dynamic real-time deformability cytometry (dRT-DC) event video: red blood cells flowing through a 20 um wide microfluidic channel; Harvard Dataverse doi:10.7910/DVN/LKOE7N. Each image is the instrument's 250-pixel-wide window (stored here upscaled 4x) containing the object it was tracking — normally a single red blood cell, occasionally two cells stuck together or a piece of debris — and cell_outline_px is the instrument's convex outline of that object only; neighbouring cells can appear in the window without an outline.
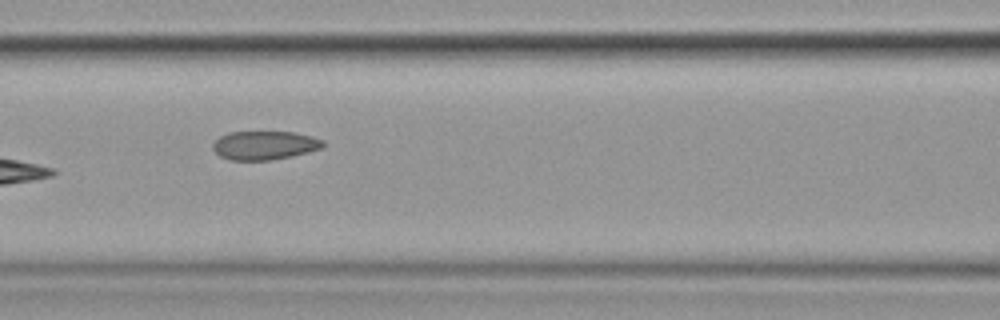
{"species": "common noctule bat (a hibernating species)", "species_latin": "Nyctalus noctula", "temperature_condition": "cold", "stored_images_in_passage": 13, "camera_frame_rate_fps": 3000, "um_per_image_px": 0.085, "animal": {"sex": "female", "body_mass_g": 19.9}, "frame": {"image": 1, "passage_image": 6, "time_ms": 6.667, "image_size_px": [1000, 320], "cell_outline_px": [[324, 144], [320, 148], [308, 152], [292, 156], [272, 160], [232, 160], [220, 156], [212, 148], [212, 144], [220, 136], [228, 132], [296, 132], [312, 136], [324, 140]], "centroid_in_image_um": [22.49, 12.35], "position_along_channel_um": 144.1, "area_um2": 18.44}}
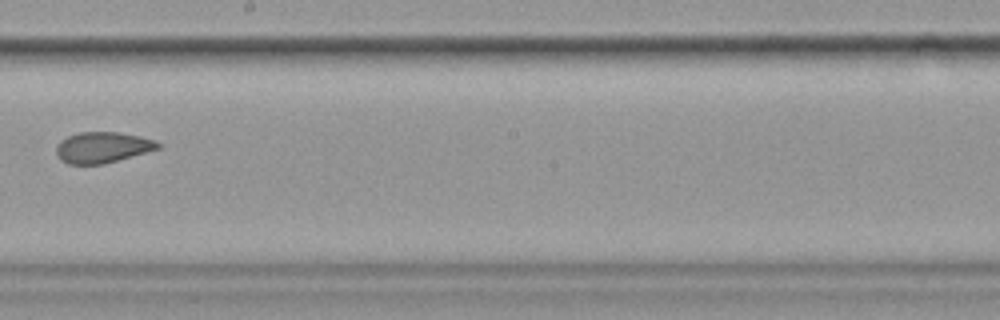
{"frame": {"image": 2, "passage_image": 8, "time_ms": 9.333, "image_size_px": [1000, 320], "cell_outline_px": [[160, 148], [104, 164], [68, 164], [60, 160], [56, 156], [56, 144], [60, 140], [68, 136], [80, 132], [116, 132], [140, 136], [156, 140], [160, 144]], "centroid_in_image_um": [8.68, 12.53], "position_along_channel_um": 239.5, "area_um2": 18.38}, "authors_computed_cell_mechanics": {"area_um2": 20.23, "velocity_mm_per_s": 3.5946, "shape_relaxation_time_tau1_ms": null, "shape_relaxation_time_tau2_ms": 1.0805, "deformation_change_tau1": null, "deformation_change_tau2": 0.0512}}